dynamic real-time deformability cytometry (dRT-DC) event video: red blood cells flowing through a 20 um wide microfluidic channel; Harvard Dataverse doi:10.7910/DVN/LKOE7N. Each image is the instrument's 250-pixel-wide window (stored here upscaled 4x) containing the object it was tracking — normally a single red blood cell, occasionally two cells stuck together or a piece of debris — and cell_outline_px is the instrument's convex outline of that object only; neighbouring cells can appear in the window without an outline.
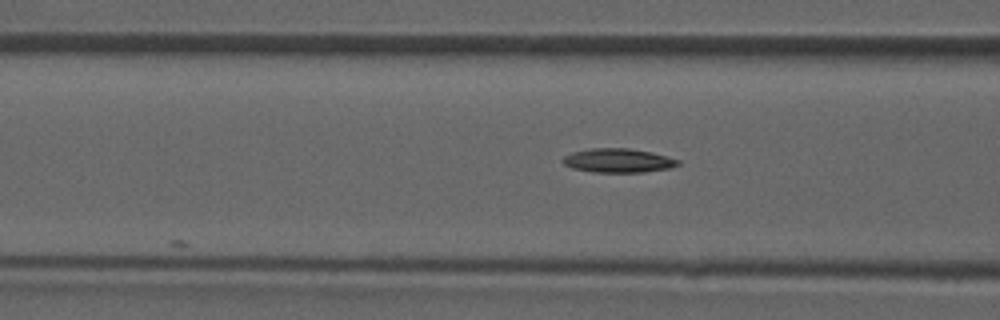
{"species": "common noctule bat (a hibernating species)", "species_latin": "Nyctalus noctula", "temperature_condition": "room temperature", "stored_images_in_passage": 4, "camera_frame_rate_fps": 3000, "um_per_image_px": 0.085, "animal": {"sex": "male", "forearm_length_mm": 52.5}, "frame": {"image": 1, "passage_image": 4, "time_ms": 4.333, "image_size_px": [1000, 320], "cell_outline_px": [[680, 164], [672, 168], [644, 172], [592, 172], [572, 168], [564, 164], [560, 160], [564, 156], [572, 152], [592, 148], [628, 148], [652, 152], [680, 160]], "centroid_in_image_um": [52.55, 13.65], "position_along_channel_um": 114.1, "area_um2": 16.24}}